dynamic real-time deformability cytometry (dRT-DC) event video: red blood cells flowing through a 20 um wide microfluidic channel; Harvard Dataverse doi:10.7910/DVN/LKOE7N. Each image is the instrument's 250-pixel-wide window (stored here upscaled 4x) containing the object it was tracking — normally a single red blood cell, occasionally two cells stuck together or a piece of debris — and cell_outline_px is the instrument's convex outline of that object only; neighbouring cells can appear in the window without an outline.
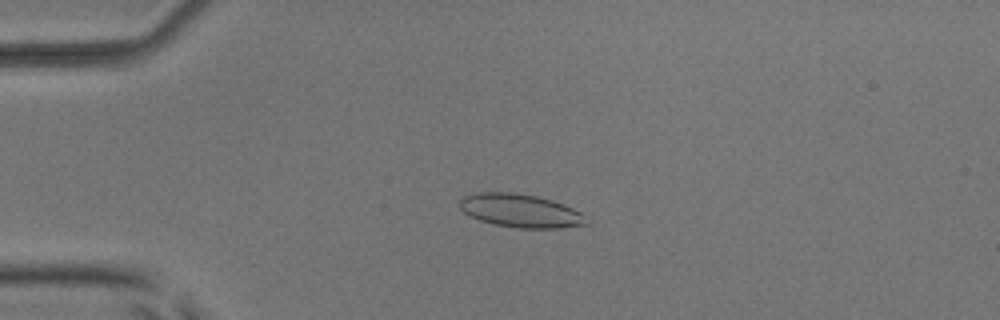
{"species": "common noctule bat (a hibernating species)", "species_latin": "Nyctalus noctula", "temperature_condition": "room temperature", "stored_images_in_passage": 52, "camera_frame_rate_fps": 3000, "um_per_image_px": 0.085, "animal": {"sex": "male", "body_mass_g": 17.9, "forearm_length_mm": 54.2}, "frame": {"image": 1, "passage_image": 12, "time_ms": 3.667, "image_size_px": [1000, 320], "cell_outline_px": [[588, 224], [556, 228], [520, 228], [496, 224], [480, 220], [464, 212], [460, 208], [460, 200], [464, 196], [476, 192], [512, 192], [536, 196], [552, 200], [564, 204], [580, 212]], "centroid_in_image_um": [44.22, 17.9], "position_along_channel_um": 40.8, "area_um2": 24.28}}
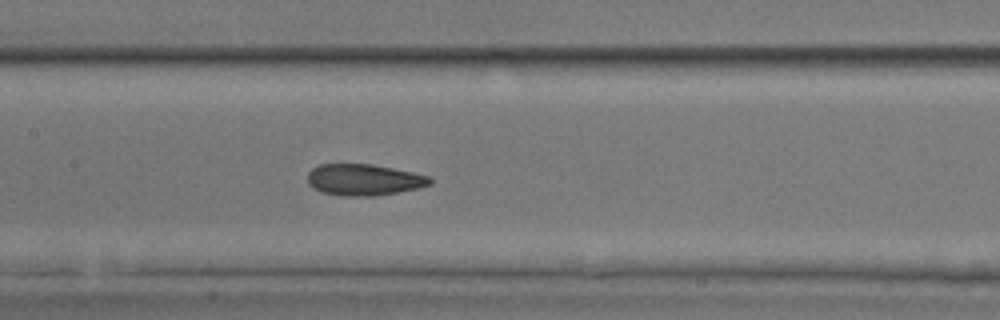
{"frame": {"image": 2, "passage_image": 25, "time_ms": 8.0, "image_size_px": [1000, 320], "cell_outline_px": [[432, 184], [420, 188], [372, 196], [340, 196], [320, 192], [312, 188], [308, 184], [308, 172], [312, 168], [320, 164], [372, 164], [412, 172], [428, 176], [432, 180]], "centroid_in_image_um": [30.9, 15.28], "position_along_channel_um": 176.5, "area_um2": 22.48}}
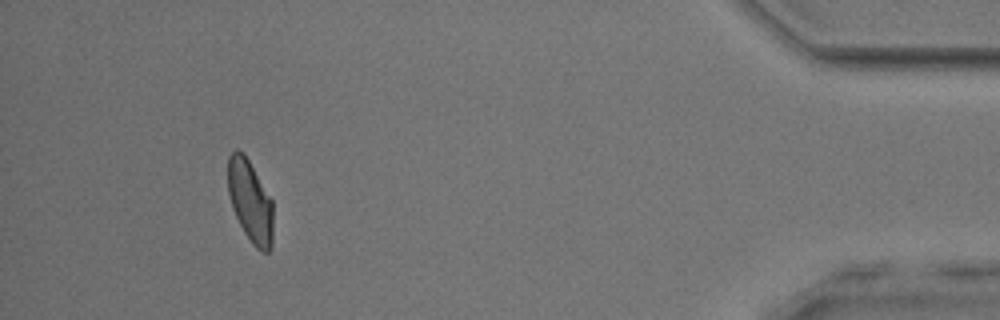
{"frame": {"image": 3, "passage_image": 48, "time_ms": 15.667, "image_size_px": [1000, 320], "cell_outline_px": [[272, 244], [268, 252], [260, 252], [252, 244], [244, 232], [232, 208], [228, 192], [228, 156], [236, 148], [244, 152], [272, 200]], "centroid_in_image_um": [21.26, 17.09], "position_along_channel_um": 413.9, "area_um2": 21.62}, "authors_computed_cell_mechanics": {"area_um2": 23.0622, "velocity_mm_per_s": 3.8974, "shape_relaxation_time_tau1_ms": 5.6553, "shape_relaxation_time_tau2_ms": 1.6028, "deformation_change_tau1": 0.1229, "deformation_change_tau2": 0.073}}